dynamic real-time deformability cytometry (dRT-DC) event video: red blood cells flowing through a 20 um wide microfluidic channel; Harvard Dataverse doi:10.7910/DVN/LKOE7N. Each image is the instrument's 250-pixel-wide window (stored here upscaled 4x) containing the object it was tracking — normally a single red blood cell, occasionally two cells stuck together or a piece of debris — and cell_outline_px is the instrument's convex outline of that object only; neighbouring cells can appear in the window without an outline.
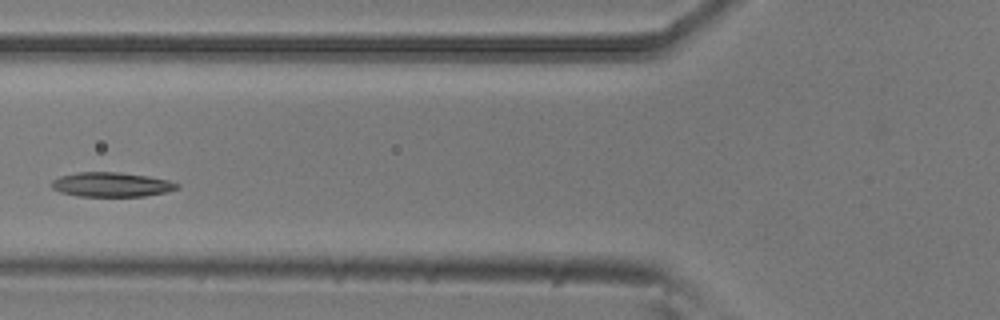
{"species": "common noctule bat (a hibernating species)", "species_latin": "Nyctalus noctula", "temperature_condition": "room temperature", "stored_images_in_passage": 5, "camera_frame_rate_fps": 3000, "um_per_image_px": 0.085, "animal": {"sex": "male", "body_mass_g": 20.5, "forearm_length_mm": 52.5}, "frame": {"image": 1, "passage_image": 5, "time_ms": 1.333, "image_size_px": [1000, 320], "cell_outline_px": [[180, 188], [164, 192], [144, 196], [76, 196], [60, 192], [52, 188], [52, 180], [60, 176], [76, 172], [120, 172], [148, 176], [168, 180], [180, 184]], "centroid_in_image_um": [9.47, 15.68], "position_along_channel_um": 116.3, "area_um2": 17.92}}